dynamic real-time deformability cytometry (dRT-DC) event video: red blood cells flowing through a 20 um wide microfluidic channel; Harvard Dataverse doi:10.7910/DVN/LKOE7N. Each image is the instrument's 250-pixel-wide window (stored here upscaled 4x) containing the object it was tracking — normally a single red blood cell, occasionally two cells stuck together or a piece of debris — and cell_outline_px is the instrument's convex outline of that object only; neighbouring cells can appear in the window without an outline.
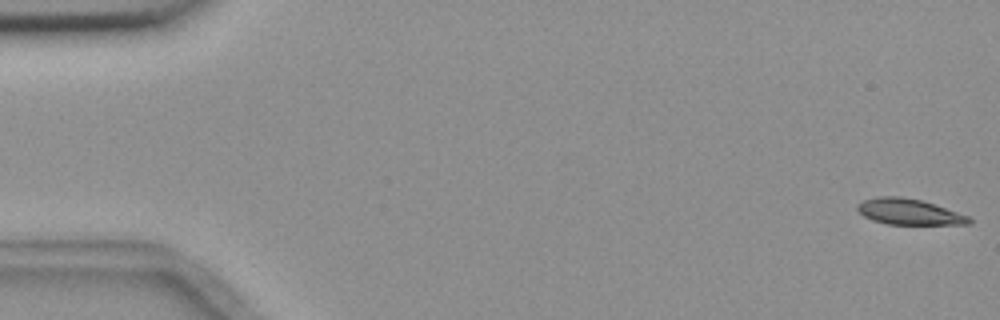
{"species": "common noctule bat (a hibernating species)", "species_latin": "Nyctalus noctula", "temperature_condition": "room temperature", "stored_images_in_passage": 5, "camera_frame_rate_fps": 3000, "um_per_image_px": 0.085, "animal": {"sex": "female", "body_mass_g": 18.4}, "frame": {"image": 1, "passage_image": 1, "time_ms": 0.0, "image_size_px": [1000, 320], "cell_outline_px": [[972, 224], [888, 224], [872, 220], [864, 216], [856, 208], [856, 204], [864, 200], [880, 196], [900, 196], [920, 200], [968, 216], [972, 220]], "centroid_in_image_um": [77.22, 18.0], "position_along_channel_um": 7.8, "area_um2": 16.53}}
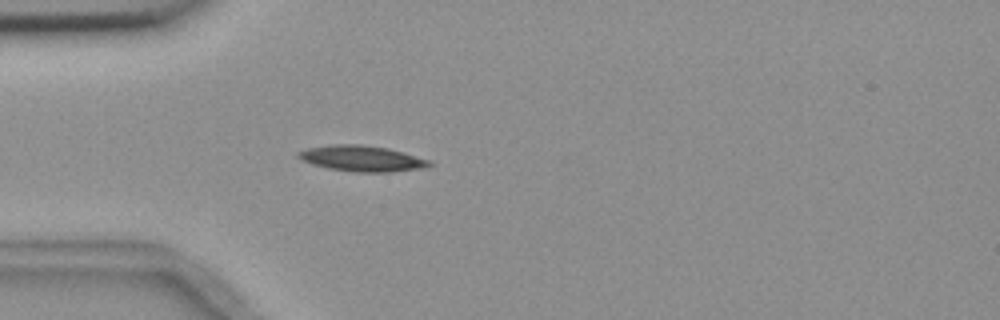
{"frame": {"image": 2, "passage_image": 5, "time_ms": 5.0, "image_size_px": [1000, 320], "cell_outline_px": [[432, 164], [424, 168], [392, 172], [356, 172], [328, 168], [312, 164], [296, 156], [296, 152], [308, 148], [332, 144], [360, 144], [388, 148], [428, 160]], "centroid_in_image_um": [30.73, 13.47], "position_along_channel_um": 54.3, "area_um2": 19.54}}